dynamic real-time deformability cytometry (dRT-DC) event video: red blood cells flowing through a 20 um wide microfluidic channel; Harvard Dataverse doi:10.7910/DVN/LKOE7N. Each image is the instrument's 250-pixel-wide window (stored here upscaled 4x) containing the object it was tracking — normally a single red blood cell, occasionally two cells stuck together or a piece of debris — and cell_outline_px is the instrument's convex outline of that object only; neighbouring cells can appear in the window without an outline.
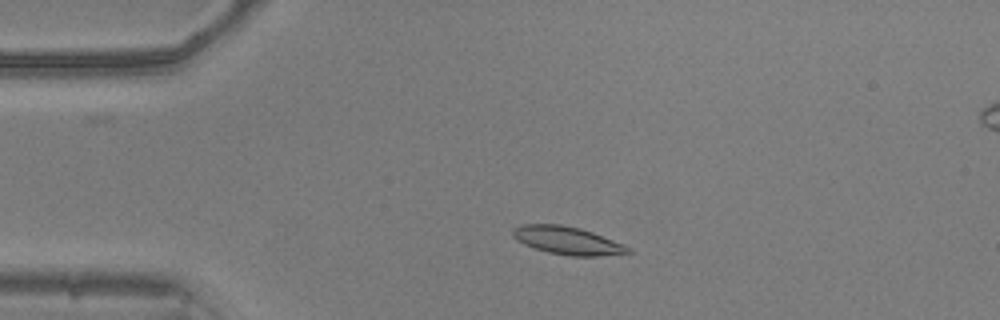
{"species": "common noctule bat (a hibernating species)", "species_latin": "Nyctalus noctula", "temperature_condition": "warm", "stored_images_in_passage": 39, "camera_frame_rate_fps": 3000, "um_per_image_px": 0.085, "animal": {"sex": "male", "body_mass_g": 20.5, "forearm_length_mm": 52.5}, "frame": {"image": 1, "passage_image": 9, "time_ms": 2.667, "image_size_px": [1000, 320], "cell_outline_px": [[632, 252], [596, 256], [572, 256], [548, 252], [524, 244], [516, 240], [512, 236], [512, 228], [520, 224], [560, 224], [580, 228], [592, 232], [624, 244]], "centroid_in_image_um": [48.17, 20.43], "position_along_channel_um": 36.8, "area_um2": 18.61}}
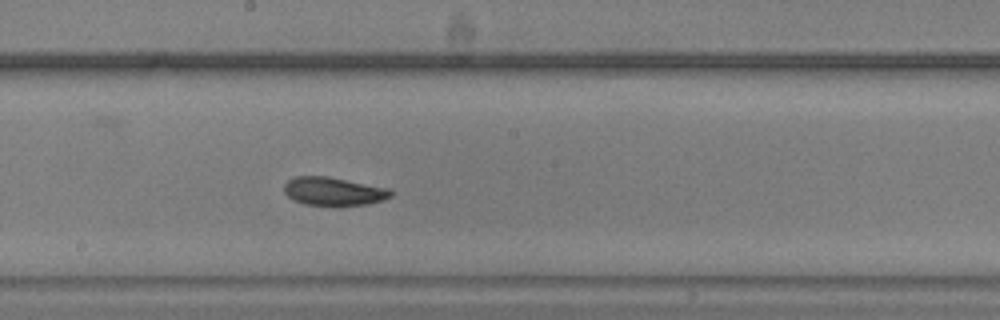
{"frame": {"image": 2, "passage_image": 26, "time_ms": 8.333, "image_size_px": [1000, 320], "cell_outline_px": [[392, 196], [384, 200], [368, 204], [332, 208], [304, 204], [288, 196], [284, 192], [284, 184], [288, 180], [296, 176], [328, 176], [392, 188]], "centroid_in_image_um": [28.4, 16.29], "position_along_channel_um": 219.8, "area_um2": 18.38}}
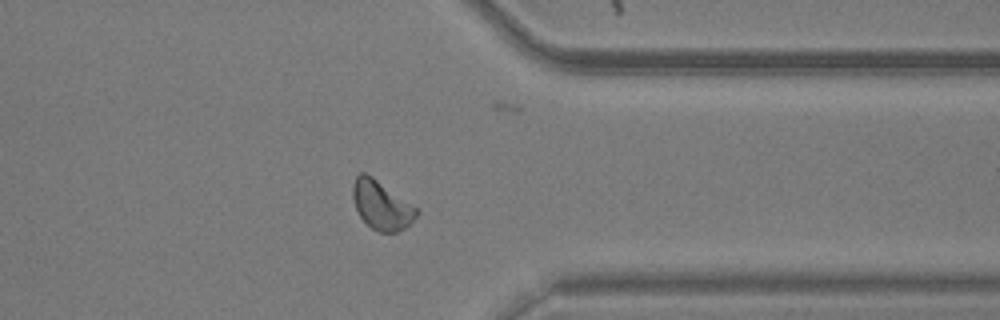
{"frame": {"image": 3, "passage_image": 39, "time_ms": 12.667, "image_size_px": [1000, 320], "cell_outline_px": [[420, 212], [404, 228], [396, 232], [376, 232], [360, 216], [356, 208], [352, 196], [352, 184], [356, 176], [360, 172], [364, 172], [372, 176], [420, 208]], "centroid_in_image_um": [32.44, 17.41], "position_along_channel_um": 379.0, "area_um2": 18.26}, "authors_computed_cell_mechanics": {"area_um2": 17.9758, "velocity_mm_per_s": 3.8375, "shape_relaxation_time_tau1_ms": 4.4769, "shape_relaxation_time_tau2_ms": 6.4859, "deformation_change_tau1": 0.1251, "deformation_change_tau2": 0.1471}}